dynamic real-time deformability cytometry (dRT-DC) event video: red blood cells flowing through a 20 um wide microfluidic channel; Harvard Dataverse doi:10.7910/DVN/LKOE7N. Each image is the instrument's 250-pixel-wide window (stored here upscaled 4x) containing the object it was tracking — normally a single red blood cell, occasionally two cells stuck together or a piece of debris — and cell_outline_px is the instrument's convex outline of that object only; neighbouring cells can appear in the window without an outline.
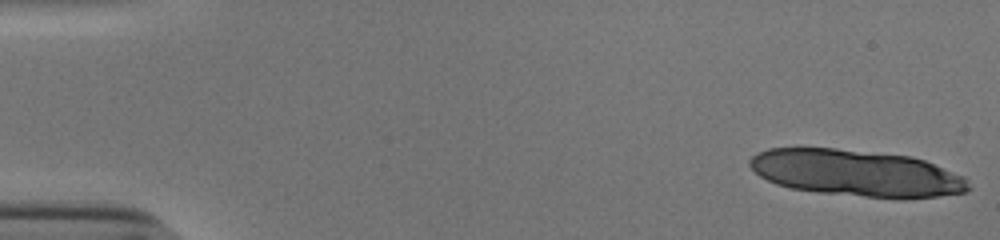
{"species": "human", "species_latin": "Homo sapiens", "temperature_condition": "cold", "stored_images_in_passage": 15, "camera_frame_rate_fps": 3000, "um_per_image_px": 0.085, "donor": {"sex": "male"}, "frame": {"image": 1, "passage_image": 1, "time_ms": 0.0, "image_size_px": [1000, 240], "cell_outline_px": [[972, 188], [964, 192], [936, 196], [864, 196], [816, 192], [792, 188], [776, 184], [760, 176], [748, 164], [748, 160], [756, 152], [768, 148], [836, 148], [912, 156], [924, 160], [964, 176], [968, 180]], "centroid_in_image_um": [72.74, 14.68], "position_along_channel_um": 12.3, "area_um2": 58.55}}